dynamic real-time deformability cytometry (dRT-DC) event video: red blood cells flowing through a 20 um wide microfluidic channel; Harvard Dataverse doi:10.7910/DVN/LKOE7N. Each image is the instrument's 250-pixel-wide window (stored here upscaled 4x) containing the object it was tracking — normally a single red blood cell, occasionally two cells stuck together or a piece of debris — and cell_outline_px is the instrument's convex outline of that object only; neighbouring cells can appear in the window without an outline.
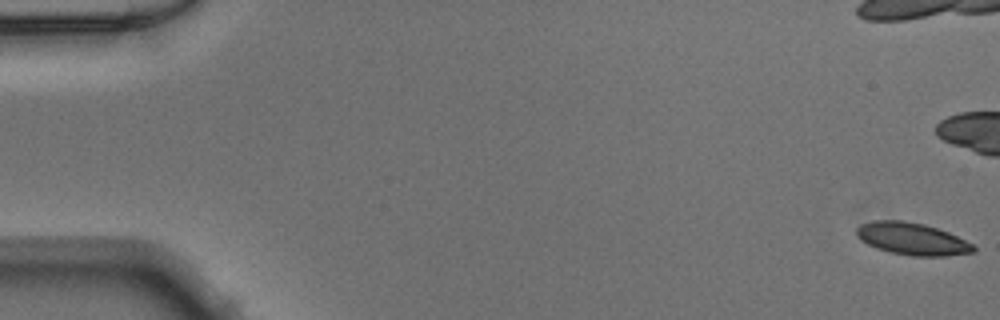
{"species": "Egyptian fruit bat (a non-hibernating species)", "species_latin": "Rousettus aegyptiacus", "temperature_condition": "warm", "stored_images_in_passage": 14, "camera_frame_rate_fps": 3000, "um_per_image_px": 0.085, "animal": {"sex": "male"}, "frame": {"image": 1, "passage_image": 1, "time_ms": 0.0, "image_size_px": [1000, 320], "cell_outline_px": [[976, 252], [944, 256], [912, 256], [888, 252], [876, 248], [860, 240], [856, 236], [856, 228], [860, 224], [872, 220], [904, 220], [924, 224], [948, 232], [972, 244], [976, 248]], "centroid_in_image_um": [77.49, 20.3], "position_along_channel_um": 7.5, "area_um2": 22.08}}